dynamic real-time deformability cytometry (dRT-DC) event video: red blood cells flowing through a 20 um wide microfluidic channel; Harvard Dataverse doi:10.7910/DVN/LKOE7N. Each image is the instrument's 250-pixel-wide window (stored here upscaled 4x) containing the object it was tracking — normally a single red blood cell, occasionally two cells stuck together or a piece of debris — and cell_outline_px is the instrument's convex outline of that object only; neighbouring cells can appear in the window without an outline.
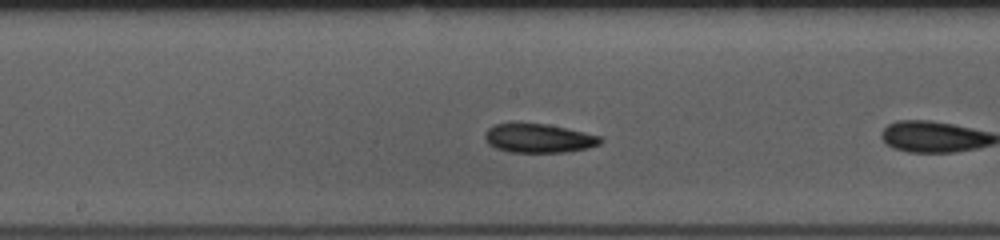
{"species": "common noctule bat (a hibernating species)", "species_latin": "Nyctalus noctula", "temperature_condition": "room temperature", "stored_images_in_passage": 17, "camera_frame_rate_fps": 3000, "um_per_image_px": 0.085, "animal": {"sex": "female", "body_mass_g": 10.0, "forearm_length_mm": 53.1}, "frame": {"image": 1, "passage_image": 12, "time_ms": 3.667, "image_size_px": [1000, 240], "cell_outline_px": [[604, 140], [600, 144], [588, 148], [564, 152], [512, 152], [496, 148], [488, 144], [484, 136], [484, 132], [488, 128], [496, 124], [548, 124], [568, 128], [600, 136]], "centroid_in_image_um": [45.81, 11.75], "position_along_channel_um": 202.4, "area_um2": 19.36}}
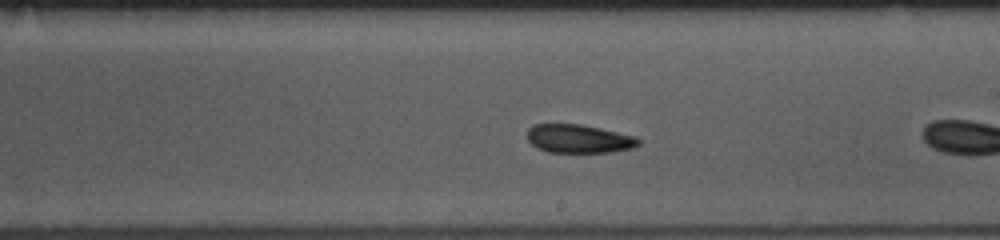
{"frame": {"image": 2, "passage_image": 15, "time_ms": 4.667, "image_size_px": [1000, 240], "cell_outline_px": [[640, 144], [632, 148], [612, 152], [548, 152], [536, 148], [528, 140], [528, 128], [532, 124], [580, 124], [600, 128], [636, 136], [640, 140]], "centroid_in_image_um": [49.2, 11.79], "position_along_channel_um": 239.8, "area_um2": 18.55}}